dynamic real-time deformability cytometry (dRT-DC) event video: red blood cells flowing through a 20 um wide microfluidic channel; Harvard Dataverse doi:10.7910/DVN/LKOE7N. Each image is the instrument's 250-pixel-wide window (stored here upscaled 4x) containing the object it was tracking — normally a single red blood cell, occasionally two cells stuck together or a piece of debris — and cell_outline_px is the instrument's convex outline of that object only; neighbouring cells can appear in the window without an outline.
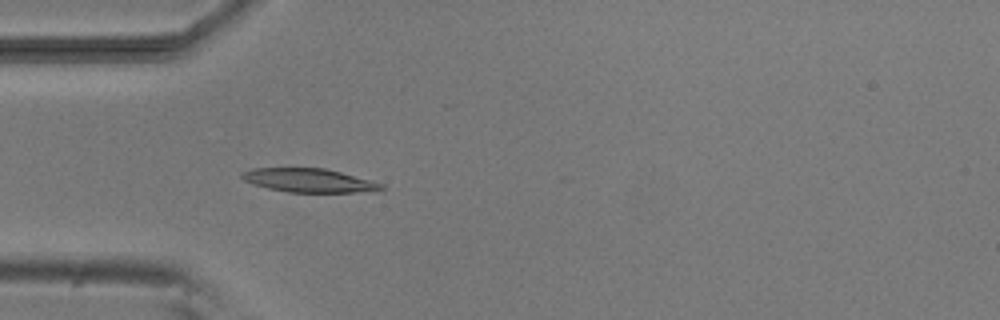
{"species": "common noctule bat (a hibernating species)", "species_latin": "Nyctalus noctula", "temperature_condition": "room temperature", "stored_images_in_passage": 5, "camera_frame_rate_fps": 3000, "um_per_image_px": 0.085, "animal": {"sex": "male", "body_mass_g": 20.5, "forearm_length_mm": 52.5}, "frame": {"image": 1, "passage_image": 5, "time_ms": 4.667, "image_size_px": [1000, 320], "cell_outline_px": [[384, 188], [372, 192], [288, 192], [268, 188], [252, 184], [244, 180], [240, 176], [240, 172], [252, 168], [324, 168], [340, 172], [384, 184]], "centroid_in_image_um": [26.23, 15.33], "position_along_channel_um": 58.8, "area_um2": 19.25}}